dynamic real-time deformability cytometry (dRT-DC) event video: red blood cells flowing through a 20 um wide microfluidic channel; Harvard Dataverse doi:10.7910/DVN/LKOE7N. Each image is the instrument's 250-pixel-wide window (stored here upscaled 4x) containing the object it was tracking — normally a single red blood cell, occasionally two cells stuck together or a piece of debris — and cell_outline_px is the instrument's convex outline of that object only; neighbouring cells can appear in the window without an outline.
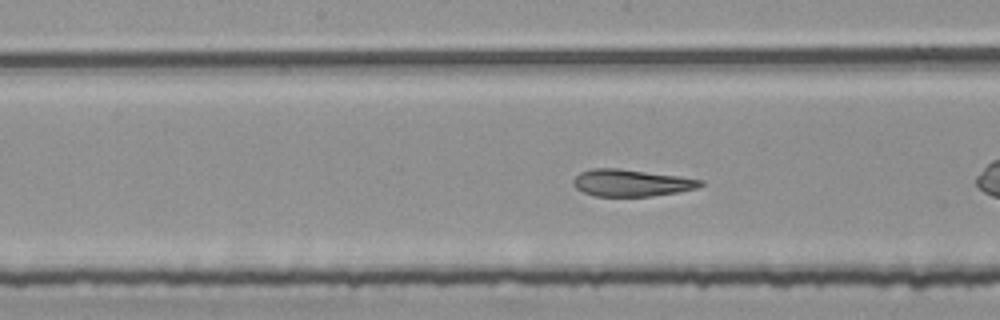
{"species": "common noctule bat (a hibernating species)", "species_latin": "Nyctalus noctula", "temperature_condition": "room temperature", "stored_images_in_passage": 37, "camera_frame_rate_fps": 3000, "um_per_image_px": 0.085, "animal": {"sex": "female", "body_mass_g": 25.1}, "frame": {"image": 1, "passage_image": 11, "time_ms": 3.333, "image_size_px": [1000, 320], "cell_outline_px": [[704, 184], [696, 188], [676, 192], [652, 196], [596, 196], [584, 192], [576, 188], [572, 184], [572, 180], [580, 172], [592, 168], [620, 168], [680, 176], [704, 180]], "centroid_in_image_um": [53.65, 15.53], "position_along_channel_um": 194.5, "area_um2": 20.0}, "authors_computed_cell_mechanics": {"area_um2": 20.2878, "velocity_mm_per_s": 3.7366, "shape_relaxation_time_tau1_ms": 3.8656, "shape_relaxation_time_tau2_ms": 1.1863, "deformation_change_tau1": 0.15, "deformation_change_tau2": 0.0948}}